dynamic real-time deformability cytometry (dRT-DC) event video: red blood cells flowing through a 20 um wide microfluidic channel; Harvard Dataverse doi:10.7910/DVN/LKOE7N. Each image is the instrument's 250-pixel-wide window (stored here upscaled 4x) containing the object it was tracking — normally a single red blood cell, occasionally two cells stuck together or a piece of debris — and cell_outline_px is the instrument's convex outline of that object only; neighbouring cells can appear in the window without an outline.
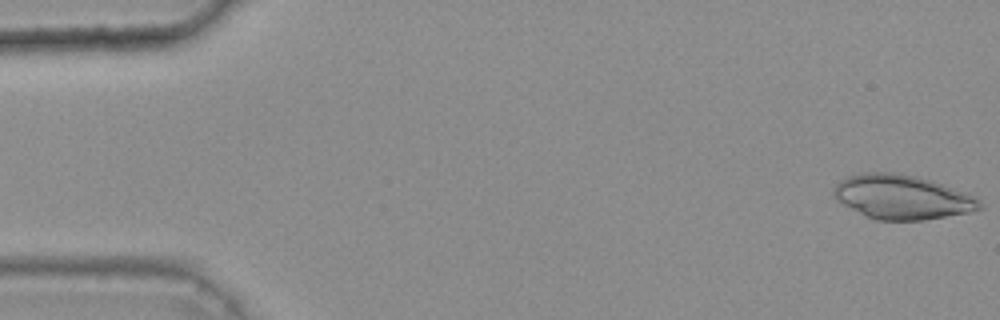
{"species": "common noctule bat (a hibernating species)", "species_latin": "Nyctalus noctula", "temperature_condition": "warm", "stored_images_in_passage": 45, "camera_frame_rate_fps": 3000, "um_per_image_px": 0.085, "animal": {"sex": "female", "body_mass_g": 25.1}, "frame": {"image": 1, "passage_image": 1, "time_ms": 0.0, "image_size_px": [1000, 320], "cell_outline_px": [[984, 208], [968, 212], [924, 220], [876, 220], [864, 216], [836, 200], [832, 196], [832, 188], [840, 180], [848, 176], [860, 172], [896, 172], [916, 176], [940, 184], [972, 196], [980, 200], [984, 204]], "centroid_in_image_um": [76.6, 16.75], "position_along_channel_um": 8.4, "area_um2": 37.63}}